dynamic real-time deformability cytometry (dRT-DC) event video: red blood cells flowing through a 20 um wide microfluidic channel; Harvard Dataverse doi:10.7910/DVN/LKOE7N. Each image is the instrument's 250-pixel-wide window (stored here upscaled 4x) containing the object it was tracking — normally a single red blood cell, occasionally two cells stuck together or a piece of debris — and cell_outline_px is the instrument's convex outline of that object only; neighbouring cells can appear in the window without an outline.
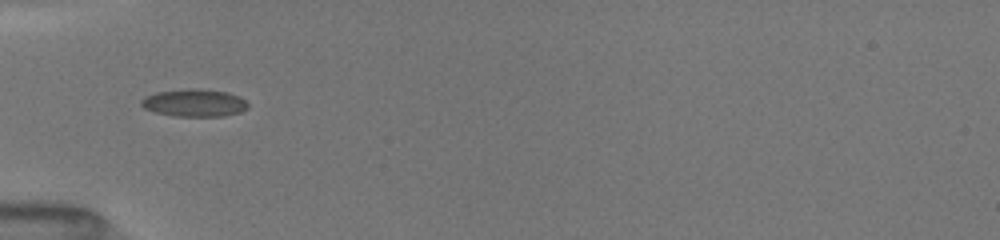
{"species": "common noctule bat (a hibernating species)", "species_latin": "Nyctalus noctula", "temperature_condition": "room temperature", "stored_images_in_passage": 61, "camera_frame_rate_fps": 3000, "um_per_image_px": 0.085, "animal": {"sex": "female", "body_mass_g": 19.5, "forearm_length_mm": 54.1}, "frame": {"image": 1, "passage_image": 1, "time_ms": 0.0, "image_size_px": [1000, 240], "cell_outline_px": [[248, 108], [240, 112], [224, 116], [172, 116], [156, 112], [144, 108], [140, 104], [140, 100], [144, 96], [156, 92], [188, 88], [196, 88], [228, 92], [240, 96], [248, 104]], "centroid_in_image_um": [16.5, 8.73], "position_along_channel_um": 68.5, "area_um2": 17.28}}
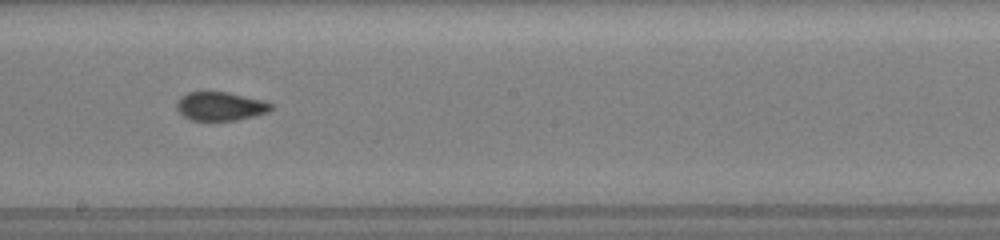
{"frame": {"image": 2, "passage_image": 23, "time_ms": 4.0, "image_size_px": [1000, 240], "cell_outline_px": [[276, 104], [268, 112], [236, 120], [192, 120], [184, 116], [176, 108], [176, 100], [180, 96], [188, 92], [228, 92], [264, 100]], "centroid_in_image_um": [18.74, 9.02], "position_along_channel_um": 229.5, "area_um2": 15.84}}
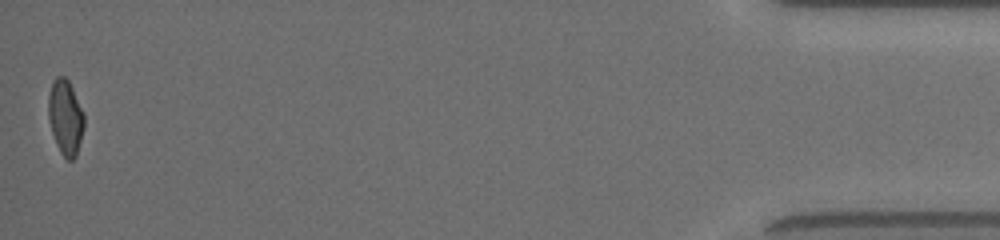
{"frame": {"image": 3, "passage_image": 60, "time_ms": 11.0, "image_size_px": [1000, 240], "cell_outline_px": [[84, 128], [76, 156], [72, 160], [68, 160], [60, 152], [56, 144], [48, 120], [48, 96], [52, 80], [56, 76], [64, 76], [68, 80], [84, 112]], "centroid_in_image_um": [5.55, 9.95], "position_along_channel_um": 429.6, "area_um2": 15.78}, "authors_computed_cell_mechanics": {"area_um2": 16.0684, "velocity_mm_per_s": 4.0631, "shape_relaxation_time_tau1_ms": null, "shape_relaxation_time_tau2_ms": 1.427, "deformation_change_tau1": null, "deformation_change_tau2": 0.0695}}